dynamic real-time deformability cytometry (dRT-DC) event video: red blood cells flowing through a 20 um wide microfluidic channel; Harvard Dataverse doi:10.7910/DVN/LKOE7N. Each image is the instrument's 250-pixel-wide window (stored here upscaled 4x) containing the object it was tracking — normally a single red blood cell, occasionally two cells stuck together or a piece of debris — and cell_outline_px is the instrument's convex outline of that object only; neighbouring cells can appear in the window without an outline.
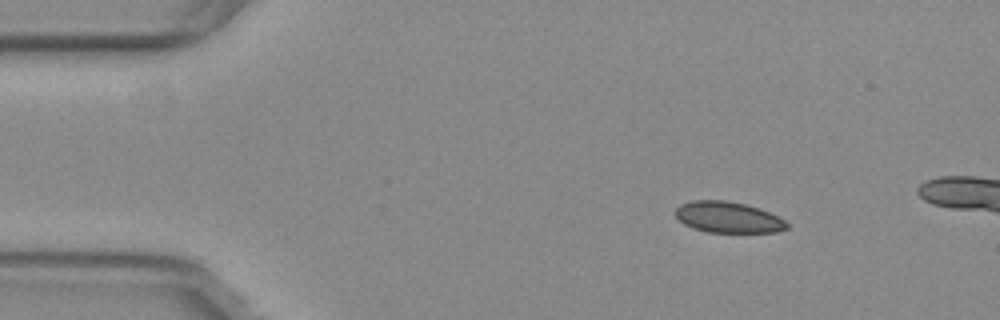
{"species": "common noctule bat (a hibernating species)", "species_latin": "Nyctalus noctula", "temperature_condition": "warm", "stored_images_in_passage": 8, "camera_frame_rate_fps": 3000, "um_per_image_px": 0.085, "animal": {"sex": "female", "body_mass_g": 29.2, "forearm_length_mm": 56.3}, "frame": {"image": 1, "passage_image": 1, "time_ms": 0.0, "image_size_px": [1000, 320], "cell_outline_px": [[788, 228], [776, 232], [708, 232], [692, 228], [684, 224], [672, 212], [680, 204], [692, 200], [724, 200], [744, 204], [760, 208], [784, 220], [788, 224]], "centroid_in_image_um": [61.84, 18.46], "position_along_channel_um": 23.2, "area_um2": 20.17}}